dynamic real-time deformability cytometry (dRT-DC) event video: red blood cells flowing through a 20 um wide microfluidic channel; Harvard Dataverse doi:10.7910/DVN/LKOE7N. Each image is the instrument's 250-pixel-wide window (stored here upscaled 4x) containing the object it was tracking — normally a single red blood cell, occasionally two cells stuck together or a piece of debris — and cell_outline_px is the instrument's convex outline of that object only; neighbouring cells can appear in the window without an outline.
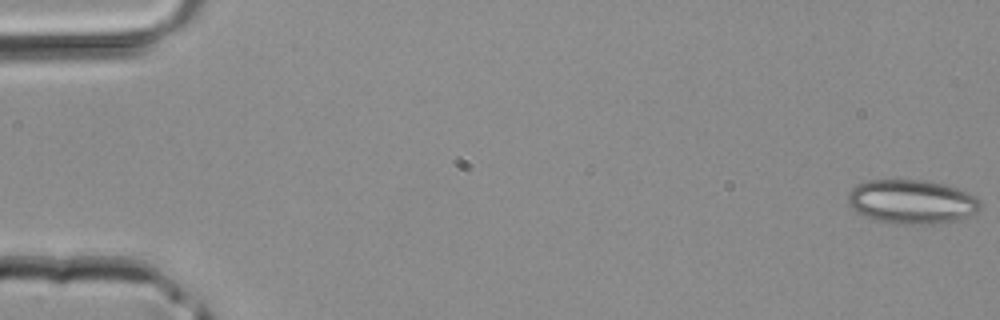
{"species": "common noctule bat (a hibernating species)", "species_latin": "Nyctalus noctula", "temperature_condition": "room temperature", "stored_images_in_passage": 44, "camera_frame_rate_fps": 3000, "um_per_image_px": 0.085, "animal": {"sex": "male", "body_mass_g": 20.4}, "frame": {"image": 1, "passage_image": 1, "time_ms": 0.0, "image_size_px": [1000, 320], "cell_outline_px": [[984, 204], [976, 212], [952, 220], [932, 224], [888, 224], [864, 216], [856, 212], [848, 204], [848, 192], [856, 184], [868, 180], [928, 180], [960, 188], [976, 196]], "centroid_in_image_um": [77.48, 17.14], "position_along_channel_um": 7.5, "area_um2": 34.33}}
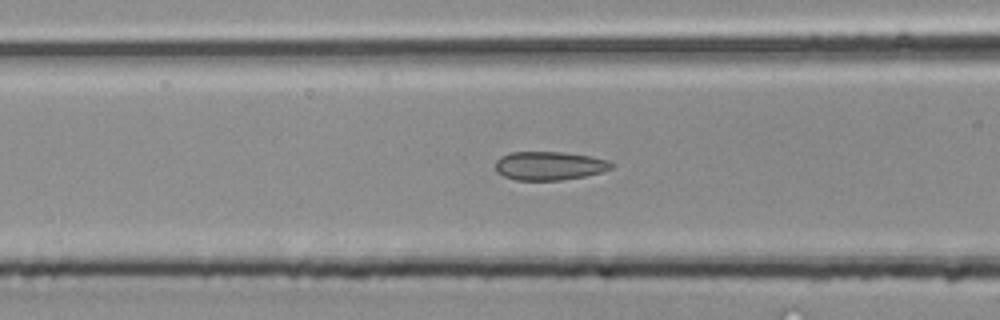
{"frame": {"image": 2, "passage_image": 18, "time_ms": 5.667, "image_size_px": [1000, 320], "cell_outline_px": [[616, 164], [612, 168], [600, 172], [584, 176], [560, 180], [516, 180], [504, 176], [496, 172], [496, 160], [500, 156], [508, 152], [564, 152], [588, 156], [608, 160]], "centroid_in_image_um": [46.67, 14.08], "position_along_channel_um": 119.9, "area_um2": 19.36}}
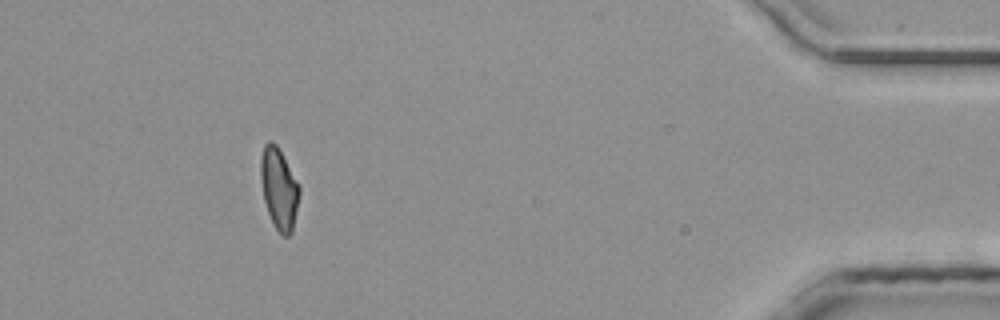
{"frame": {"image": 3, "passage_image": 40, "time_ms": 13.0, "image_size_px": [1000, 320], "cell_outline_px": [[300, 192], [292, 232], [288, 236], [280, 236], [268, 212], [264, 200], [260, 176], [260, 160], [264, 144], [268, 140], [272, 140], [276, 144], [300, 188]], "centroid_in_image_um": [23.69, 16.04], "position_along_channel_um": 411.5, "area_um2": 18.03}}